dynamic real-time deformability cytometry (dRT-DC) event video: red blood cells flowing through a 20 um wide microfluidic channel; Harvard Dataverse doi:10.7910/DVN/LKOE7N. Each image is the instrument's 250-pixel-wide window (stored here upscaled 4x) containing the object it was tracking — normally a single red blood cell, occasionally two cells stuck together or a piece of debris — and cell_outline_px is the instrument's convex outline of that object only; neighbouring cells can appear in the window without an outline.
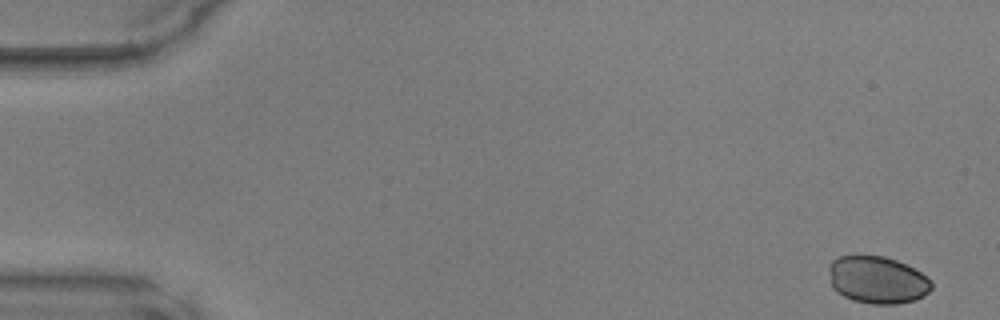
{"species": "common noctule bat (a hibernating species)", "species_latin": "Nyctalus noctula", "temperature_condition": "warm", "stored_images_in_passage": 47, "camera_frame_rate_fps": 3000, "um_per_image_px": 0.085, "animal": {"sex": "male", "body_mass_g": 17.9, "forearm_length_mm": 54.2}, "frame": {"image": 1, "passage_image": 1, "time_ms": 0.0, "image_size_px": [1000, 320], "cell_outline_px": [[932, 288], [928, 292], [916, 300], [896, 304], [872, 304], [852, 300], [836, 292], [832, 288], [828, 268], [828, 264], [832, 260], [840, 256], [884, 256], [896, 260], [920, 272], [932, 284]], "centroid_in_image_um": [74.53, 23.8], "position_along_channel_um": 10.5, "area_um2": 28.21}}
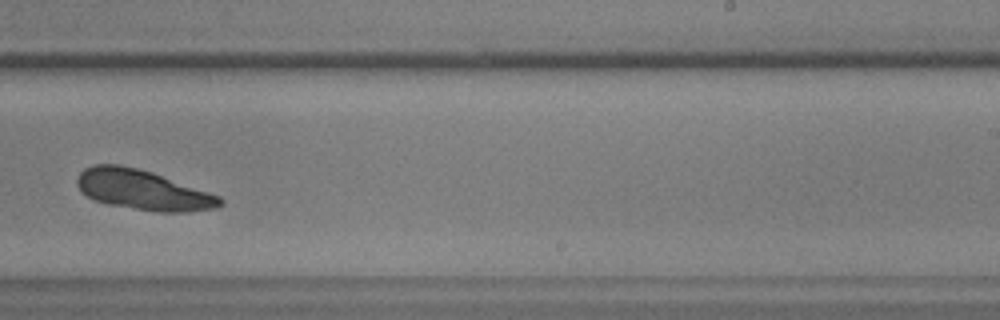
{"frame": {"image": 2, "passage_image": 30, "time_ms": 9.667, "image_size_px": [1000, 320], "cell_outline_px": [[224, 204], [216, 208], [188, 212], [160, 212], [108, 204], [96, 200], [80, 192], [76, 184], [76, 180], [80, 172], [84, 168], [92, 164], [120, 164], [152, 172], [220, 196], [224, 200]], "centroid_in_image_um": [12.13, 16.14], "position_along_channel_um": 276.9, "area_um2": 33.29}}
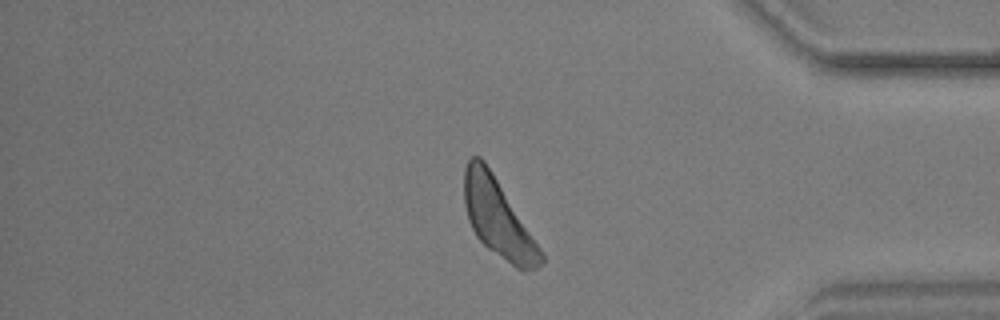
{"frame": {"image": 3, "passage_image": 40, "time_ms": 13.0, "image_size_px": [1000, 320], "cell_outline_px": [[544, 260], [536, 268], [516, 268], [488, 248], [476, 236], [468, 220], [464, 204], [464, 168], [468, 160], [472, 156], [480, 156], [484, 160], [540, 248], [544, 256]], "centroid_in_image_um": [42.28, 18.51], "position_along_channel_um": 392.9, "area_um2": 33.76}}